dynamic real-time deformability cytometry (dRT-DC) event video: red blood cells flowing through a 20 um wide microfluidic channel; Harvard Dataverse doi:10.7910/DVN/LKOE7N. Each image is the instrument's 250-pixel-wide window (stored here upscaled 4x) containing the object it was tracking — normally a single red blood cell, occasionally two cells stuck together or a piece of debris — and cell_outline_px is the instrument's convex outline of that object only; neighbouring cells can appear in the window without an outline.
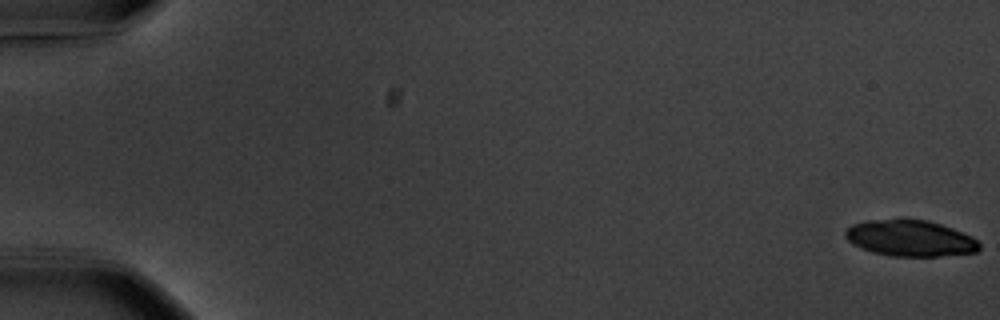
{"species": "common noctule bat (a hibernating species)", "species_latin": "Nyctalus noctula", "temperature_condition": "warm", "stored_images_in_passage": 27, "camera_frame_rate_fps": 3000, "um_per_image_px": 0.085, "animal": {"sex": "male", "body_mass_g": 20.1, "forearm_length_mm": 53.5}, "frame": {"image": 1, "passage_image": 1, "time_ms": 0.0, "image_size_px": [1000, 320], "cell_outline_px": [[980, 248], [976, 252], [936, 256], [892, 256], [872, 252], [860, 248], [852, 244], [844, 236], [844, 232], [852, 224], [868, 220], [900, 216], [928, 220], [952, 228], [972, 236], [980, 244]], "centroid_in_image_um": [77.32, 20.21], "position_along_channel_um": 7.7, "area_um2": 28.9}}